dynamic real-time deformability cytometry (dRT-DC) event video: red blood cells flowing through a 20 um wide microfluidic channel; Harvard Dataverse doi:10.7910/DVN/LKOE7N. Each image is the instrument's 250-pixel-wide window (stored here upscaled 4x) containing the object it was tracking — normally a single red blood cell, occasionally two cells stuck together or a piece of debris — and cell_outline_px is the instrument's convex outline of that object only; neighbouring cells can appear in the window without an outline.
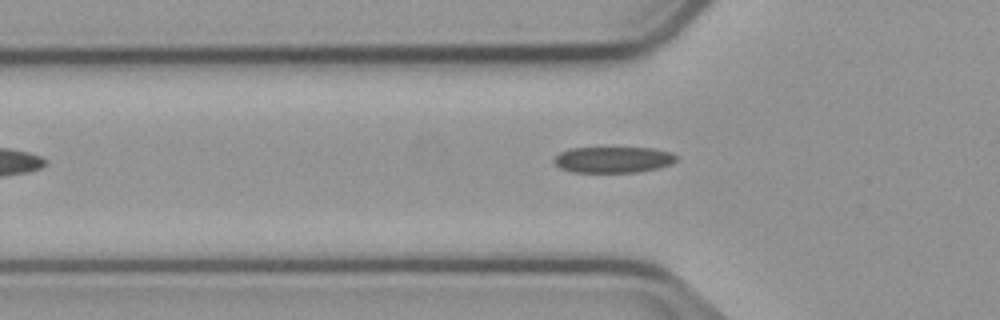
{"species": "common noctule bat (a hibernating species)", "species_latin": "Nyctalus noctula", "temperature_condition": "cold", "stored_images_in_passage": 5, "camera_frame_rate_fps": 3000, "um_per_image_px": 0.085, "animal": {"sex": "male", "body_mass_g": 23.1, "forearm_length_mm": 52.7}, "frame": {"image": 1, "passage_image": 5, "time_ms": 5.667, "image_size_px": [1000, 320], "cell_outline_px": [[676, 160], [672, 164], [656, 168], [636, 172], [572, 172], [560, 168], [552, 160], [560, 152], [572, 148], [656, 148], [672, 152], [676, 156]], "centroid_in_image_um": [52.13, 13.57], "position_along_channel_um": 73.7, "area_um2": 18.55}}